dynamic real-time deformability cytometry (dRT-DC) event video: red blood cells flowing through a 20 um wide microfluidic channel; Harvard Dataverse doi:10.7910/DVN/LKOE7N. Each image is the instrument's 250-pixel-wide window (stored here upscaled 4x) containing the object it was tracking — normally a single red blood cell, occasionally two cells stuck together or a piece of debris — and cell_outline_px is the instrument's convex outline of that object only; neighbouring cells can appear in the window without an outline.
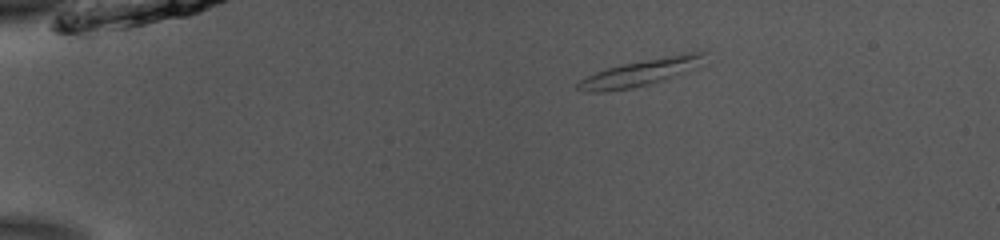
{"species": "common noctule bat (a hibernating species)", "species_latin": "Nyctalus noctula", "temperature_condition": "room temperature", "stored_images_in_passage": 43, "camera_frame_rate_fps": 3000, "um_per_image_px": 0.085, "animal": {"sex": "male", "body_mass_g": 13.0, "forearm_length_mm": 53.1}, "frame": {"image": 1, "passage_image": 1, "time_ms": 0.0, "image_size_px": [1000, 240], "cell_outline_px": [[708, 64], [688, 72], [648, 84], [628, 88], [600, 92], [588, 92], [576, 88], [576, 84], [580, 80], [596, 72], [608, 68], [624, 64], [688, 52], [708, 52]], "centroid_in_image_um": [54.62, 6.14], "position_along_channel_um": 30.4, "area_um2": 19.59}}
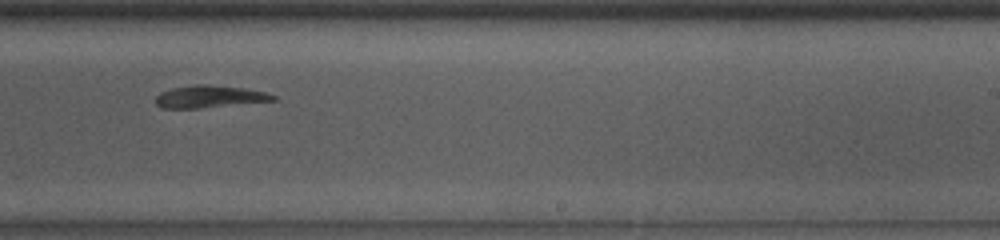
{"frame": {"image": 2, "passage_image": 25, "time_ms": 8.0, "image_size_px": [1000, 240], "cell_outline_px": [[276, 100], [200, 108], [160, 108], [156, 104], [156, 96], [160, 92], [172, 88], [196, 84], [208, 84], [244, 88], [264, 92], [276, 96]], "centroid_in_image_um": [17.76, 8.21], "position_along_channel_um": 271.2, "area_um2": 15.14}}
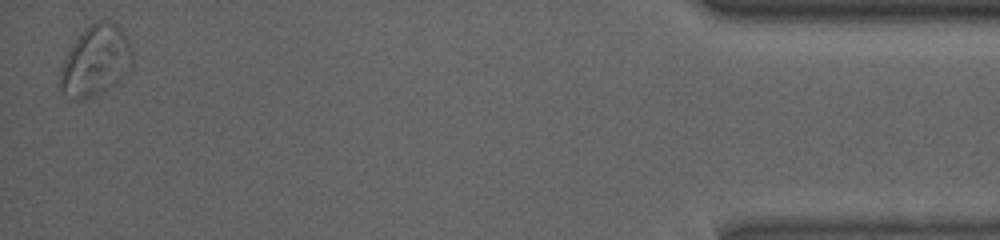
{"frame": {"image": 3, "passage_image": 43, "time_ms": 14.0, "image_size_px": [1000, 240], "cell_outline_px": [[132, 60], [124, 76], [116, 84], [92, 96], [76, 96], [60, 92], [56, 84], [60, 68], [68, 48], [80, 32], [96, 20], [108, 20], [116, 24], [124, 32], [128, 40], [132, 52]], "centroid_in_image_um": [8.08, 5.11], "position_along_channel_um": 427.1, "area_um2": 29.65}}